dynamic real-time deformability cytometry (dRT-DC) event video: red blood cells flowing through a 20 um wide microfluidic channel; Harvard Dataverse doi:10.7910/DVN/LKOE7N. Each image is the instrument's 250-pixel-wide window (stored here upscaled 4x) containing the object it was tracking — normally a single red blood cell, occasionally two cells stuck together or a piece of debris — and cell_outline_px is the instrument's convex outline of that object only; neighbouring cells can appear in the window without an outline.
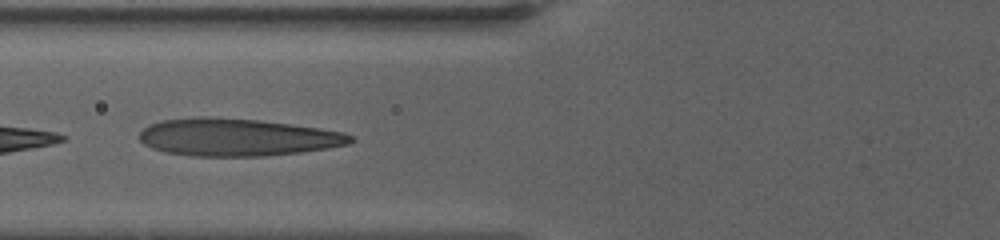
{"species": "human", "species_latin": "Homo sapiens", "temperature_condition": "warm", "stored_images_in_passage": 6, "camera_frame_rate_fps": 3000, "um_per_image_px": 0.085, "donor": {"sex": "female"}, "frame": {"image": 1, "passage_image": 3, "time_ms": 2.0, "image_size_px": [1000, 240], "cell_outline_px": [[356, 140], [348, 144], [328, 148], [300, 152], [264, 156], [192, 156], [164, 152], [152, 148], [144, 144], [140, 140], [140, 132], [148, 124], [160, 120], [200, 116], [208, 116], [260, 120], [320, 128], [344, 132], [352, 136]], "centroid_in_image_um": [20.14, 11.66], "position_along_channel_um": 105.7, "area_um2": 46.41}}
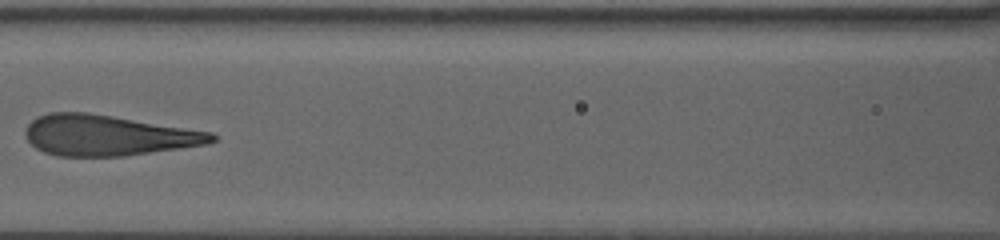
{"frame": {"image": 2, "passage_image": 5, "time_ms": 3.667, "image_size_px": [1000, 240], "cell_outline_px": [[216, 140], [208, 144], [124, 156], [56, 156], [44, 152], [36, 148], [24, 136], [24, 132], [28, 124], [36, 116], [48, 112], [88, 112], [212, 132], [216, 136]], "centroid_in_image_um": [9.13, 11.5], "position_along_channel_um": 157.5, "area_um2": 44.16}}